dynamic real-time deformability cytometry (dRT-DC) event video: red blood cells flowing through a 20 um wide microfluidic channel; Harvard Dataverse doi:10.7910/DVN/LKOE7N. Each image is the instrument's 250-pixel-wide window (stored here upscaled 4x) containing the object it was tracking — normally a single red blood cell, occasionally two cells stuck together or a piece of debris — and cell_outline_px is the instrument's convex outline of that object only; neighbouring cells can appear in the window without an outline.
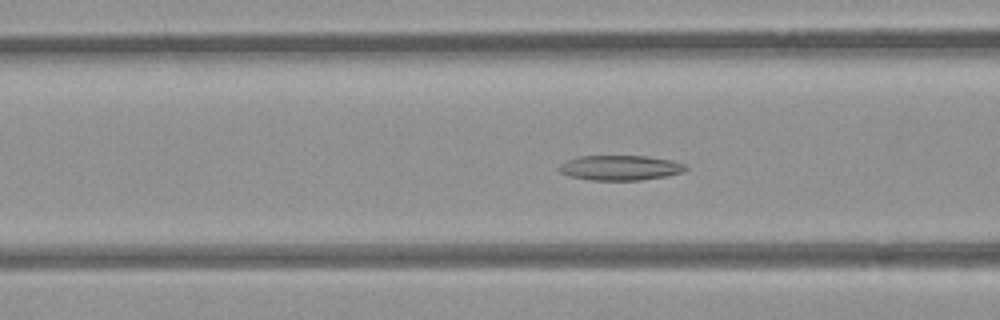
{"species": "common noctule bat (a hibernating species)", "species_latin": "Nyctalus noctula", "temperature_condition": "room temperature", "stored_images_in_passage": 45, "camera_frame_rate_fps": 3000, "um_per_image_px": 0.085, "animal": {"sex": "female", "body_mass_g": 21.9}, "frame": {"image": 1, "passage_image": 11, "time_ms": 3.333, "image_size_px": [1000, 320], "cell_outline_px": [[688, 168], [684, 172], [664, 176], [640, 180], [592, 180], [572, 176], [560, 172], [556, 168], [560, 164], [568, 160], [580, 156], [648, 156], [672, 160], [684, 164]], "centroid_in_image_um": [52.73, 14.25], "position_along_channel_um": 113.9, "area_um2": 18.32}}
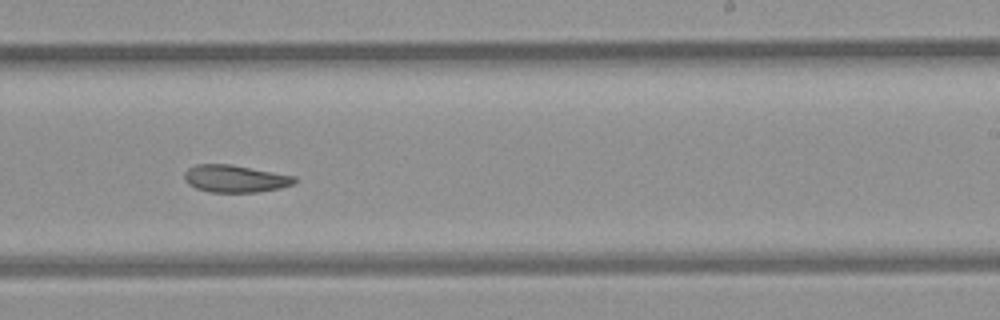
{"frame": {"image": 2, "passage_image": 23, "time_ms": 7.333, "image_size_px": [1000, 320], "cell_outline_px": [[296, 180], [292, 184], [280, 188], [256, 192], [208, 192], [196, 188], [188, 184], [184, 180], [184, 172], [188, 168], [196, 164], [228, 164], [296, 176]], "centroid_in_image_um": [19.94, 15.19], "position_along_channel_um": 269.1, "area_um2": 17.46}}
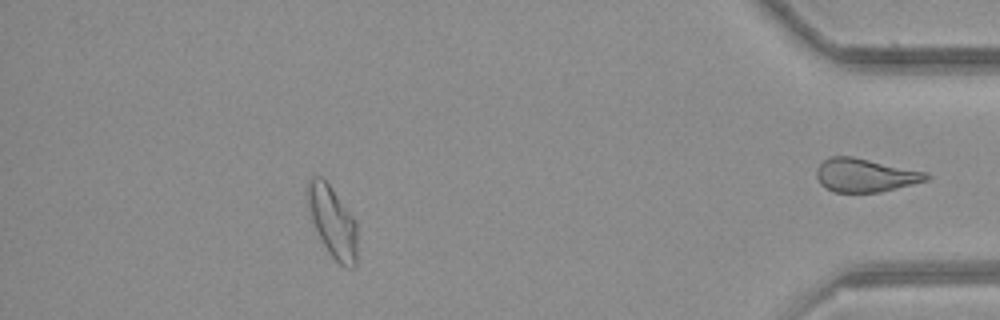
{"frame": {"image": 3, "passage_image": 38, "time_ms": 12.333, "image_size_px": [1000, 320], "cell_outline_px": [[356, 264], [352, 268], [344, 268], [328, 252], [312, 220], [308, 208], [308, 180], [312, 176], [320, 176], [328, 184], [356, 220]], "centroid_in_image_um": [28.28, 18.87], "position_along_channel_um": 406.9, "area_um2": 20.11}, "authors_computed_cell_mechanics": {"area_um2": 19.1318, "velocity_mm_per_s": 3.8691, "shape_relaxation_time_tau1_ms": null, "shape_relaxation_time_tau2_ms": 6.942, "deformation_change_tau1": null, "deformation_change_tau2": 0.129}}